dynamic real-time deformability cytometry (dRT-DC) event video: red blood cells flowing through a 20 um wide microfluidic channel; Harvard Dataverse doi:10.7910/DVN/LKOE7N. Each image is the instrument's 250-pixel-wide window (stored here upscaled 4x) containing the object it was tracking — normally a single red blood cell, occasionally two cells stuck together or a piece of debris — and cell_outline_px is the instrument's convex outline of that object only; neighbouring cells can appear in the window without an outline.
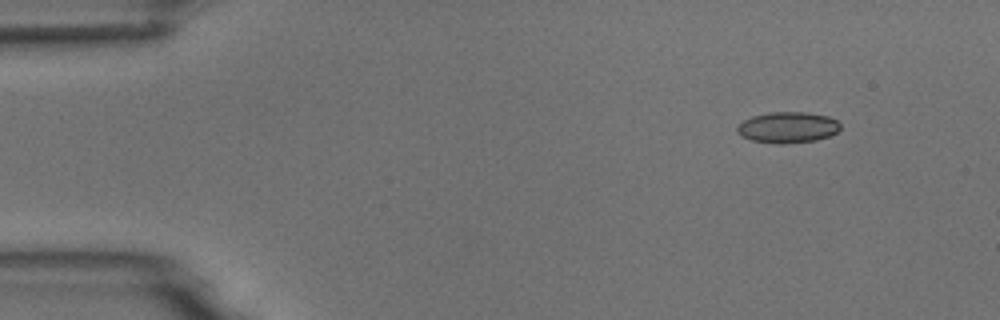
{"species": "common noctule bat (a hibernating species)", "species_latin": "Nyctalus noctula", "temperature_condition": "room temperature", "stored_images_in_passage": 4, "camera_frame_rate_fps": 3000, "um_per_image_px": 0.085, "animal": {"sex": "male", "body_mass_g": 18.8}, "frame": {"image": 1, "passage_image": 1, "time_ms": 0.0, "image_size_px": [1000, 320], "cell_outline_px": [[840, 128], [836, 132], [828, 136], [816, 140], [784, 144], [780, 144], [752, 140], [740, 136], [736, 132], [736, 128], [744, 120], [752, 116], [768, 112], [808, 112], [828, 116], [836, 120], [840, 124]], "centroid_in_image_um": [66.94, 10.82], "position_along_channel_um": 18.1, "area_um2": 18.67}}